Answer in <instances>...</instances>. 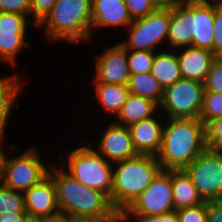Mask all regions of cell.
<instances>
[{"instance_id":"1","label":"cell","mask_w":222,"mask_h":222,"mask_svg":"<svg viewBox=\"0 0 222 222\" xmlns=\"http://www.w3.org/2000/svg\"><path fill=\"white\" fill-rule=\"evenodd\" d=\"M156 158L162 170H184L205 149L204 123L194 118H165Z\"/></svg>"},{"instance_id":"2","label":"cell","mask_w":222,"mask_h":222,"mask_svg":"<svg viewBox=\"0 0 222 222\" xmlns=\"http://www.w3.org/2000/svg\"><path fill=\"white\" fill-rule=\"evenodd\" d=\"M50 165L48 175L55 184L60 213L74 219L109 215L115 211L105 193L82 185L63 166Z\"/></svg>"},{"instance_id":"3","label":"cell","mask_w":222,"mask_h":222,"mask_svg":"<svg viewBox=\"0 0 222 222\" xmlns=\"http://www.w3.org/2000/svg\"><path fill=\"white\" fill-rule=\"evenodd\" d=\"M92 26L91 0H57L52 11L36 27L43 28L46 40L53 42H90Z\"/></svg>"},{"instance_id":"4","label":"cell","mask_w":222,"mask_h":222,"mask_svg":"<svg viewBox=\"0 0 222 222\" xmlns=\"http://www.w3.org/2000/svg\"><path fill=\"white\" fill-rule=\"evenodd\" d=\"M161 170L154 155L138 154L113 164L110 202L115 210L124 212L150 185Z\"/></svg>"},{"instance_id":"5","label":"cell","mask_w":222,"mask_h":222,"mask_svg":"<svg viewBox=\"0 0 222 222\" xmlns=\"http://www.w3.org/2000/svg\"><path fill=\"white\" fill-rule=\"evenodd\" d=\"M93 147V143L88 142L86 145L72 148L73 150L67 153V167L64 164L62 166L82 185L97 189L110 198L113 164Z\"/></svg>"},{"instance_id":"6","label":"cell","mask_w":222,"mask_h":222,"mask_svg":"<svg viewBox=\"0 0 222 222\" xmlns=\"http://www.w3.org/2000/svg\"><path fill=\"white\" fill-rule=\"evenodd\" d=\"M36 147L26 149L20 155L4 156L0 170V182L14 191L24 192L48 175L49 166L40 157Z\"/></svg>"},{"instance_id":"7","label":"cell","mask_w":222,"mask_h":222,"mask_svg":"<svg viewBox=\"0 0 222 222\" xmlns=\"http://www.w3.org/2000/svg\"><path fill=\"white\" fill-rule=\"evenodd\" d=\"M169 26L170 9L157 8L145 17L134 19L126 28L128 38L119 43L126 50L158 52V50L161 49V51H163L167 48L165 47L162 49L160 47H164L161 45H165L167 43Z\"/></svg>"},{"instance_id":"8","label":"cell","mask_w":222,"mask_h":222,"mask_svg":"<svg viewBox=\"0 0 222 222\" xmlns=\"http://www.w3.org/2000/svg\"><path fill=\"white\" fill-rule=\"evenodd\" d=\"M204 90L203 83L180 78L173 85L163 90L162 101L159 105L161 116L199 119L203 106Z\"/></svg>"},{"instance_id":"9","label":"cell","mask_w":222,"mask_h":222,"mask_svg":"<svg viewBox=\"0 0 222 222\" xmlns=\"http://www.w3.org/2000/svg\"><path fill=\"white\" fill-rule=\"evenodd\" d=\"M184 171L205 202L222 200V152L205 149Z\"/></svg>"},{"instance_id":"10","label":"cell","mask_w":222,"mask_h":222,"mask_svg":"<svg viewBox=\"0 0 222 222\" xmlns=\"http://www.w3.org/2000/svg\"><path fill=\"white\" fill-rule=\"evenodd\" d=\"M171 170H160L123 214L161 215L174 211Z\"/></svg>"},{"instance_id":"11","label":"cell","mask_w":222,"mask_h":222,"mask_svg":"<svg viewBox=\"0 0 222 222\" xmlns=\"http://www.w3.org/2000/svg\"><path fill=\"white\" fill-rule=\"evenodd\" d=\"M24 15L0 12V62L13 67L18 63L17 56L24 47L29 46L26 41L27 25H33ZM17 58V59H16Z\"/></svg>"},{"instance_id":"12","label":"cell","mask_w":222,"mask_h":222,"mask_svg":"<svg viewBox=\"0 0 222 222\" xmlns=\"http://www.w3.org/2000/svg\"><path fill=\"white\" fill-rule=\"evenodd\" d=\"M97 56L93 66L95 75L91 78V83L128 84L131 73L127 50L119 42L106 47Z\"/></svg>"},{"instance_id":"13","label":"cell","mask_w":222,"mask_h":222,"mask_svg":"<svg viewBox=\"0 0 222 222\" xmlns=\"http://www.w3.org/2000/svg\"><path fill=\"white\" fill-rule=\"evenodd\" d=\"M103 134L100 135L95 150L111 164L128 160L138 155L136 152L131 133L128 127L115 123H108Z\"/></svg>"},{"instance_id":"14","label":"cell","mask_w":222,"mask_h":222,"mask_svg":"<svg viewBox=\"0 0 222 222\" xmlns=\"http://www.w3.org/2000/svg\"><path fill=\"white\" fill-rule=\"evenodd\" d=\"M27 214L38 220L60 213L53 179L47 175L38 184L23 192Z\"/></svg>"},{"instance_id":"15","label":"cell","mask_w":222,"mask_h":222,"mask_svg":"<svg viewBox=\"0 0 222 222\" xmlns=\"http://www.w3.org/2000/svg\"><path fill=\"white\" fill-rule=\"evenodd\" d=\"M158 112L159 110L153 116L128 127L134 148L138 154L157 156L160 151L165 123L163 118L165 117L160 119V113Z\"/></svg>"},{"instance_id":"16","label":"cell","mask_w":222,"mask_h":222,"mask_svg":"<svg viewBox=\"0 0 222 222\" xmlns=\"http://www.w3.org/2000/svg\"><path fill=\"white\" fill-rule=\"evenodd\" d=\"M193 0L170 9V26L166 48L176 50L193 43Z\"/></svg>"},{"instance_id":"17","label":"cell","mask_w":222,"mask_h":222,"mask_svg":"<svg viewBox=\"0 0 222 222\" xmlns=\"http://www.w3.org/2000/svg\"><path fill=\"white\" fill-rule=\"evenodd\" d=\"M180 64L182 78L205 84L213 61V52L195 46L175 50Z\"/></svg>"},{"instance_id":"18","label":"cell","mask_w":222,"mask_h":222,"mask_svg":"<svg viewBox=\"0 0 222 222\" xmlns=\"http://www.w3.org/2000/svg\"><path fill=\"white\" fill-rule=\"evenodd\" d=\"M91 4V38L94 37L95 28L124 27L126 29L133 21L124 0H91Z\"/></svg>"},{"instance_id":"19","label":"cell","mask_w":222,"mask_h":222,"mask_svg":"<svg viewBox=\"0 0 222 222\" xmlns=\"http://www.w3.org/2000/svg\"><path fill=\"white\" fill-rule=\"evenodd\" d=\"M214 0H193L192 46L213 52Z\"/></svg>"},{"instance_id":"20","label":"cell","mask_w":222,"mask_h":222,"mask_svg":"<svg viewBox=\"0 0 222 222\" xmlns=\"http://www.w3.org/2000/svg\"><path fill=\"white\" fill-rule=\"evenodd\" d=\"M21 79L17 73L0 77V133H6L9 116L19 108L18 98L25 84Z\"/></svg>"},{"instance_id":"21","label":"cell","mask_w":222,"mask_h":222,"mask_svg":"<svg viewBox=\"0 0 222 222\" xmlns=\"http://www.w3.org/2000/svg\"><path fill=\"white\" fill-rule=\"evenodd\" d=\"M150 73L163 90L182 78L176 51L166 49L156 52Z\"/></svg>"},{"instance_id":"22","label":"cell","mask_w":222,"mask_h":222,"mask_svg":"<svg viewBox=\"0 0 222 222\" xmlns=\"http://www.w3.org/2000/svg\"><path fill=\"white\" fill-rule=\"evenodd\" d=\"M159 106L152 100L129 93L126 102L117 114L115 123L129 127L143 119L153 116Z\"/></svg>"},{"instance_id":"23","label":"cell","mask_w":222,"mask_h":222,"mask_svg":"<svg viewBox=\"0 0 222 222\" xmlns=\"http://www.w3.org/2000/svg\"><path fill=\"white\" fill-rule=\"evenodd\" d=\"M171 186L175 210L205 202L184 170H171Z\"/></svg>"},{"instance_id":"24","label":"cell","mask_w":222,"mask_h":222,"mask_svg":"<svg viewBox=\"0 0 222 222\" xmlns=\"http://www.w3.org/2000/svg\"><path fill=\"white\" fill-rule=\"evenodd\" d=\"M92 86L100 108L111 117L117 116L129 95L128 86L113 83H92Z\"/></svg>"},{"instance_id":"25","label":"cell","mask_w":222,"mask_h":222,"mask_svg":"<svg viewBox=\"0 0 222 222\" xmlns=\"http://www.w3.org/2000/svg\"><path fill=\"white\" fill-rule=\"evenodd\" d=\"M127 86L129 93L148 98L158 106L160 105L163 97V88L150 72L130 74Z\"/></svg>"},{"instance_id":"26","label":"cell","mask_w":222,"mask_h":222,"mask_svg":"<svg viewBox=\"0 0 222 222\" xmlns=\"http://www.w3.org/2000/svg\"><path fill=\"white\" fill-rule=\"evenodd\" d=\"M27 213L23 192L14 191L0 182V215Z\"/></svg>"},{"instance_id":"27","label":"cell","mask_w":222,"mask_h":222,"mask_svg":"<svg viewBox=\"0 0 222 222\" xmlns=\"http://www.w3.org/2000/svg\"><path fill=\"white\" fill-rule=\"evenodd\" d=\"M156 52L157 51L127 50L130 73L138 74L150 72Z\"/></svg>"},{"instance_id":"28","label":"cell","mask_w":222,"mask_h":222,"mask_svg":"<svg viewBox=\"0 0 222 222\" xmlns=\"http://www.w3.org/2000/svg\"><path fill=\"white\" fill-rule=\"evenodd\" d=\"M222 117V94L204 91L203 106L199 119L205 124L208 120Z\"/></svg>"},{"instance_id":"29","label":"cell","mask_w":222,"mask_h":222,"mask_svg":"<svg viewBox=\"0 0 222 222\" xmlns=\"http://www.w3.org/2000/svg\"><path fill=\"white\" fill-rule=\"evenodd\" d=\"M206 149L222 152V117L204 124Z\"/></svg>"},{"instance_id":"30","label":"cell","mask_w":222,"mask_h":222,"mask_svg":"<svg viewBox=\"0 0 222 222\" xmlns=\"http://www.w3.org/2000/svg\"><path fill=\"white\" fill-rule=\"evenodd\" d=\"M213 53L222 57V0H214Z\"/></svg>"},{"instance_id":"31","label":"cell","mask_w":222,"mask_h":222,"mask_svg":"<svg viewBox=\"0 0 222 222\" xmlns=\"http://www.w3.org/2000/svg\"><path fill=\"white\" fill-rule=\"evenodd\" d=\"M204 91L219 92L222 94V57H217L210 68Z\"/></svg>"},{"instance_id":"32","label":"cell","mask_w":222,"mask_h":222,"mask_svg":"<svg viewBox=\"0 0 222 222\" xmlns=\"http://www.w3.org/2000/svg\"><path fill=\"white\" fill-rule=\"evenodd\" d=\"M179 222H206L207 202L193 207L177 210Z\"/></svg>"},{"instance_id":"33","label":"cell","mask_w":222,"mask_h":222,"mask_svg":"<svg viewBox=\"0 0 222 222\" xmlns=\"http://www.w3.org/2000/svg\"><path fill=\"white\" fill-rule=\"evenodd\" d=\"M132 20L151 14L157 8L152 0H124Z\"/></svg>"},{"instance_id":"34","label":"cell","mask_w":222,"mask_h":222,"mask_svg":"<svg viewBox=\"0 0 222 222\" xmlns=\"http://www.w3.org/2000/svg\"><path fill=\"white\" fill-rule=\"evenodd\" d=\"M124 219L125 222H179L177 210L161 215L124 214Z\"/></svg>"},{"instance_id":"35","label":"cell","mask_w":222,"mask_h":222,"mask_svg":"<svg viewBox=\"0 0 222 222\" xmlns=\"http://www.w3.org/2000/svg\"><path fill=\"white\" fill-rule=\"evenodd\" d=\"M57 0H30L33 25L36 28L52 11Z\"/></svg>"},{"instance_id":"36","label":"cell","mask_w":222,"mask_h":222,"mask_svg":"<svg viewBox=\"0 0 222 222\" xmlns=\"http://www.w3.org/2000/svg\"><path fill=\"white\" fill-rule=\"evenodd\" d=\"M0 12L32 16L30 0H0Z\"/></svg>"},{"instance_id":"37","label":"cell","mask_w":222,"mask_h":222,"mask_svg":"<svg viewBox=\"0 0 222 222\" xmlns=\"http://www.w3.org/2000/svg\"><path fill=\"white\" fill-rule=\"evenodd\" d=\"M73 222H125V219L122 211L115 210L109 215L74 218Z\"/></svg>"},{"instance_id":"38","label":"cell","mask_w":222,"mask_h":222,"mask_svg":"<svg viewBox=\"0 0 222 222\" xmlns=\"http://www.w3.org/2000/svg\"><path fill=\"white\" fill-rule=\"evenodd\" d=\"M206 222H222V200L207 201Z\"/></svg>"},{"instance_id":"39","label":"cell","mask_w":222,"mask_h":222,"mask_svg":"<svg viewBox=\"0 0 222 222\" xmlns=\"http://www.w3.org/2000/svg\"><path fill=\"white\" fill-rule=\"evenodd\" d=\"M34 220L27 214H1L0 215V222H33Z\"/></svg>"},{"instance_id":"40","label":"cell","mask_w":222,"mask_h":222,"mask_svg":"<svg viewBox=\"0 0 222 222\" xmlns=\"http://www.w3.org/2000/svg\"><path fill=\"white\" fill-rule=\"evenodd\" d=\"M5 135H6V133H0V170H1L4 156H5V149H7L8 152L10 151L9 154H11V156L14 155L13 153L15 151H17V149H18L16 147V145H14V144L11 146L8 145L9 148H7V146L4 147L5 146L4 144L6 143V141H5L6 136Z\"/></svg>"},{"instance_id":"41","label":"cell","mask_w":222,"mask_h":222,"mask_svg":"<svg viewBox=\"0 0 222 222\" xmlns=\"http://www.w3.org/2000/svg\"><path fill=\"white\" fill-rule=\"evenodd\" d=\"M187 0H152L156 8L171 9L185 3Z\"/></svg>"},{"instance_id":"42","label":"cell","mask_w":222,"mask_h":222,"mask_svg":"<svg viewBox=\"0 0 222 222\" xmlns=\"http://www.w3.org/2000/svg\"><path fill=\"white\" fill-rule=\"evenodd\" d=\"M37 222H73V219L66 214L59 213L57 215L41 218L36 220Z\"/></svg>"}]
</instances>
